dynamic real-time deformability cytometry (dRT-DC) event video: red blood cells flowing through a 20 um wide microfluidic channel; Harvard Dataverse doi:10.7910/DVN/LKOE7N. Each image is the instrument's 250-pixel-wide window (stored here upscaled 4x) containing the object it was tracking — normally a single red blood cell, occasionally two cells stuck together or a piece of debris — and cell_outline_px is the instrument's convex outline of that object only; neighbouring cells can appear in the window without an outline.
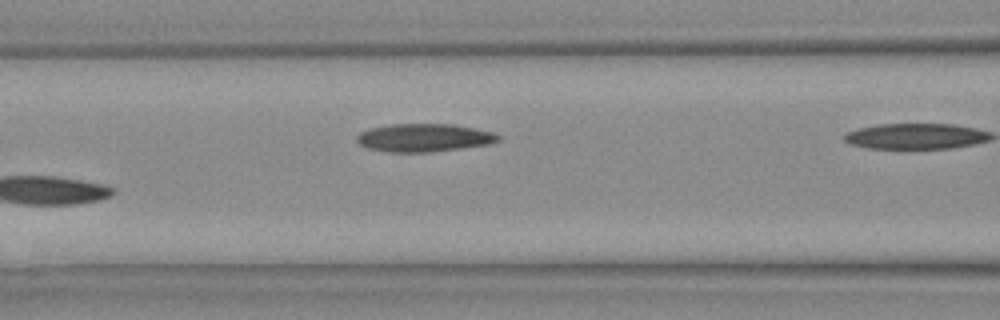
{"species": "Egyptian fruit bat (a non-hibernating species)", "species_latin": "Rousettus aegyptiacus", "temperature_condition": "warm", "stored_images_in_passage": 8, "camera_frame_rate_fps": 3000, "um_per_image_px": 0.085, "animal": {"sex": "female"}, "frame": {"image": 1, "passage_image": 8, "time_ms": 2.333, "image_size_px": [1000, 320], "cell_outline_px": [[500, 140], [488, 144], [460, 148], [428, 152], [388, 152], [368, 148], [360, 144], [356, 140], [356, 136], [360, 132], [372, 128], [392, 124], [452, 124], [492, 132], [500, 136]], "centroid_in_image_um": [36.02, 11.71], "position_along_channel_um": 130.6, "area_um2": 22.83}}